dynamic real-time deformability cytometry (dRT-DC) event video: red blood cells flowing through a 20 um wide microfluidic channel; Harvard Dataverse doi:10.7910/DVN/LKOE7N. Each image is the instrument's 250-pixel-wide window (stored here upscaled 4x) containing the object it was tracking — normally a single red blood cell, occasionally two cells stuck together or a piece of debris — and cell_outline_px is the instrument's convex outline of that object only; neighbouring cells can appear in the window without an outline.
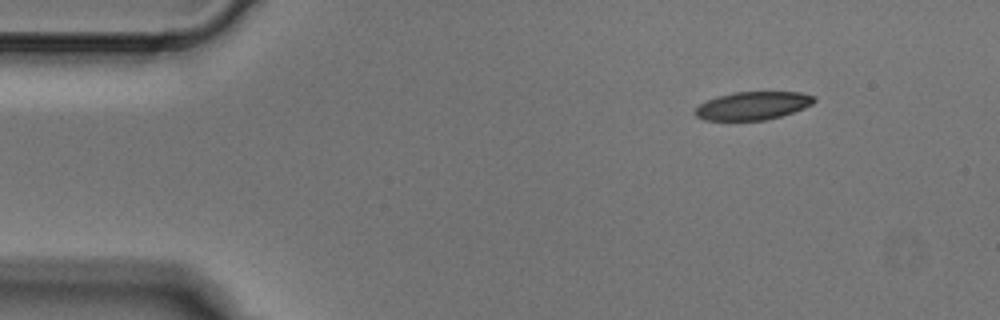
{"species": "Egyptian fruit bat (a non-hibernating species)", "species_latin": "Rousettus aegyptiacus", "temperature_condition": "cold", "stored_images_in_passage": 3, "camera_frame_rate_fps": 3000, "um_per_image_px": 0.085, "animal": {"sex": "male"}, "frame": {"image": 1, "passage_image": 1, "time_ms": 0.0, "image_size_px": [1000, 320], "cell_outline_px": [[816, 100], [812, 104], [804, 108], [768, 120], [704, 120], [696, 116], [692, 112], [700, 104], [716, 96], [736, 92], [800, 92], [816, 96]], "centroid_in_image_um": [63.99, 8.98], "position_along_channel_um": 21.0, "area_um2": 19.54}}